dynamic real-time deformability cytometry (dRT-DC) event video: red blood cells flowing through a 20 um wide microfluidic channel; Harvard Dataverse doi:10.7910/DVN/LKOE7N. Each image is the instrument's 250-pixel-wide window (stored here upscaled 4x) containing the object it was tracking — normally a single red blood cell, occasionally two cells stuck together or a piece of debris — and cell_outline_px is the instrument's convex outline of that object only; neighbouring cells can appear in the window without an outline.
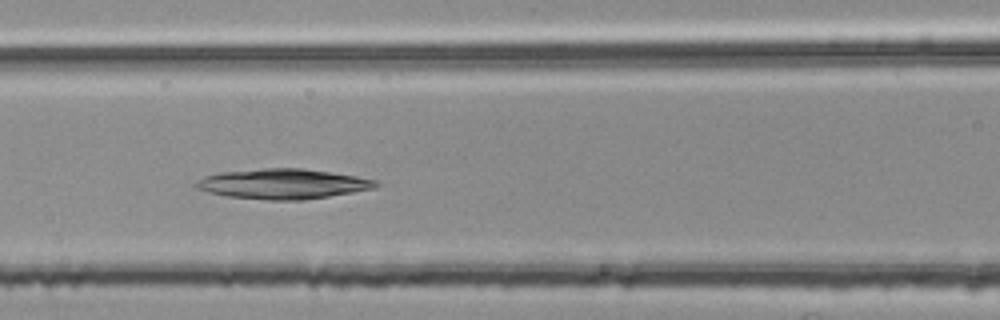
{"species": "common noctule bat (a hibernating species)", "species_latin": "Nyctalus noctula", "temperature_condition": "room temperature", "stored_images_in_passage": 17, "camera_frame_rate_fps": 3000, "um_per_image_px": 0.085, "animal": {"sex": "female", "body_mass_g": 25.1}, "frame": {"image": 1, "passage_image": 10, "time_ms": 3.0, "image_size_px": [1000, 320], "cell_outline_px": [[380, 184], [372, 188], [352, 192], [304, 200], [268, 200], [228, 196], [208, 192], [196, 188], [192, 184], [204, 176], [220, 172], [264, 168], [300, 168], [356, 176], [376, 180]], "centroid_in_image_um": [23.99, 15.63], "position_along_channel_um": 142.6, "area_um2": 31.27}}
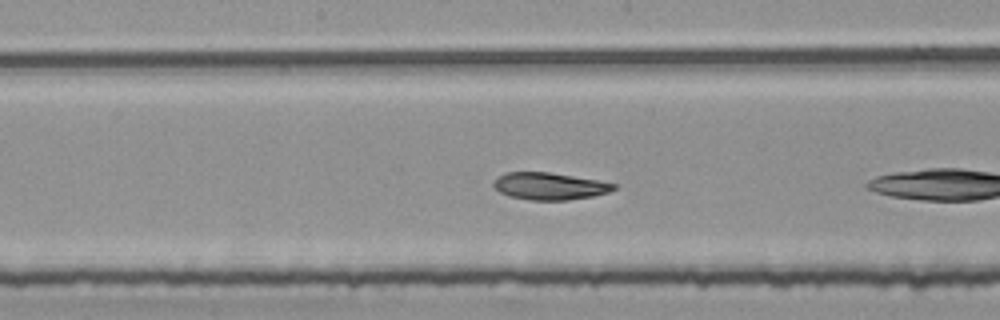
{"frame": {"image": 2, "passage_image": 12, "time_ms": 3.667, "image_size_px": [1000, 320], "cell_outline_px": [[616, 188], [608, 192], [592, 196], [568, 200], [528, 200], [508, 196], [500, 192], [492, 184], [500, 176], [508, 172], [548, 172], [596, 180], [616, 184]], "centroid_in_image_um": [46.7, 15.83], "position_along_channel_um": 201.5, "area_um2": 18.73}}
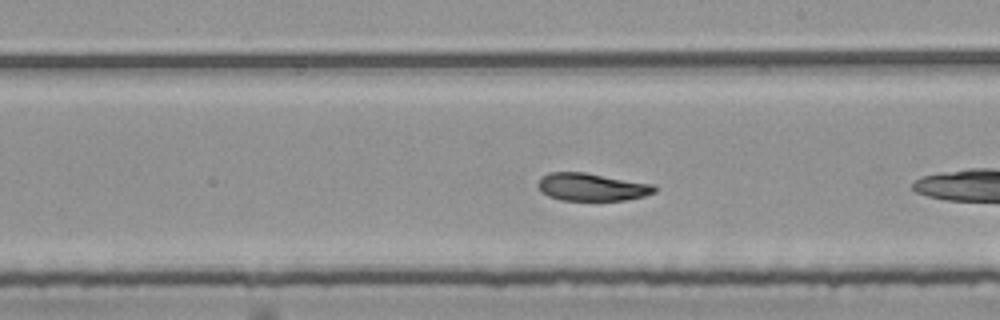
{"frame": {"image": 3, "passage_image": 15, "time_ms": 4.667, "image_size_px": [1000, 320], "cell_outline_px": [[656, 192], [644, 196], [624, 200], [560, 200], [548, 196], [540, 192], [536, 184], [540, 176], [548, 172], [584, 172], [652, 184], [656, 188]], "centroid_in_image_um": [50.23, 15.89], "position_along_channel_um": 238.8, "area_um2": 18.9}}